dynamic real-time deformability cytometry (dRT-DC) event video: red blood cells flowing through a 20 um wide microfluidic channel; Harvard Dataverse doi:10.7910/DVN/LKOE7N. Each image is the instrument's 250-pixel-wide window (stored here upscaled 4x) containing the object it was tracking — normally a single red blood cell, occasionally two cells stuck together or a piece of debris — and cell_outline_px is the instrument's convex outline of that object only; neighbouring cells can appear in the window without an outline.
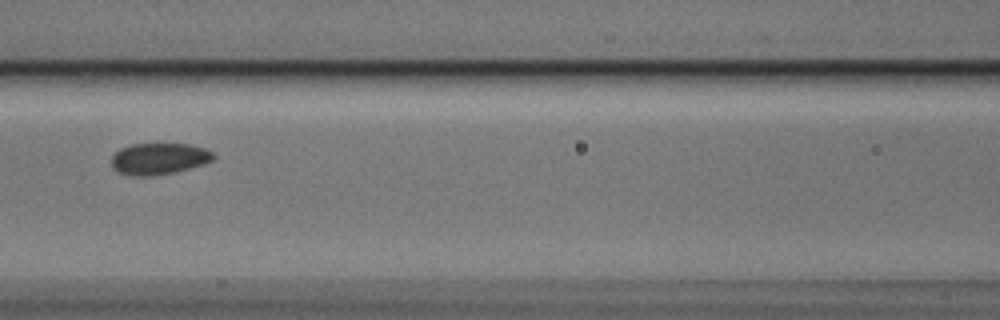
{"species": "Egyptian fruit bat (a non-hibernating species)", "species_latin": "Rousettus aegyptiacus", "temperature_condition": "cold", "stored_images_in_passage": 5, "camera_frame_rate_fps": 3000, "um_per_image_px": 0.085, "animal": {"sex": "male"}, "frame": {"image": 1, "passage_image": 5, "time_ms": 1.333, "image_size_px": [1000, 320], "cell_outline_px": [[216, 156], [212, 160], [204, 164], [172, 172], [152, 176], [132, 176], [116, 172], [112, 168], [112, 156], [120, 148], [132, 144], [188, 144], [204, 148], [212, 152]], "centroid_in_image_um": [13.48, 13.49], "position_along_channel_um": 153.1, "area_um2": 18.67}}